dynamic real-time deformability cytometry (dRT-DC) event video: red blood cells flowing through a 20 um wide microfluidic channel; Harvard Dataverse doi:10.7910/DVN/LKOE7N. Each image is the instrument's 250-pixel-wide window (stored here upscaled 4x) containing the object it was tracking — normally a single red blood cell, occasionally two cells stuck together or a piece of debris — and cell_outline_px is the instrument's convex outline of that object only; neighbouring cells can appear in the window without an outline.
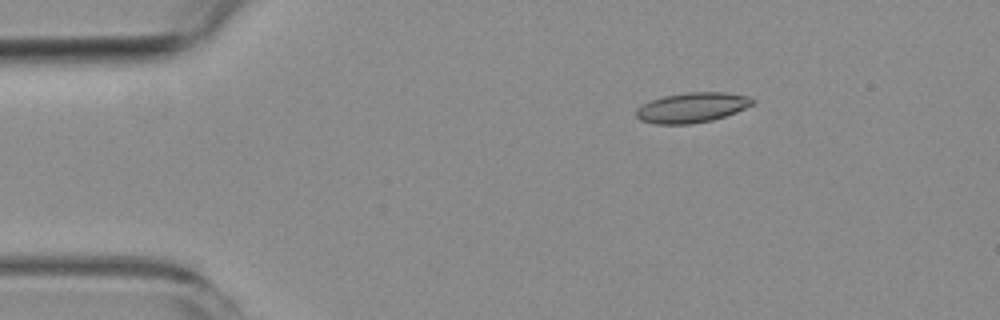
{"species": "common noctule bat (a hibernating species)", "species_latin": "Nyctalus noctula", "temperature_condition": "room temperature", "stored_images_in_passage": 4, "camera_frame_rate_fps": 3000, "um_per_image_px": 0.085, "animal": {"sex": "female", "body_mass_g": 19.3, "forearm_length_mm": 54.1}, "frame": {"image": 1, "passage_image": 1, "time_ms": 0.0, "image_size_px": [1000, 320], "cell_outline_px": [[756, 100], [752, 104], [736, 112], [712, 120], [692, 124], [656, 124], [640, 120], [636, 116], [636, 108], [652, 100], [664, 96], [688, 92], [724, 92], [748, 96]], "centroid_in_image_um": [58.81, 9.14], "position_along_channel_um": 26.2, "area_um2": 20.23}}
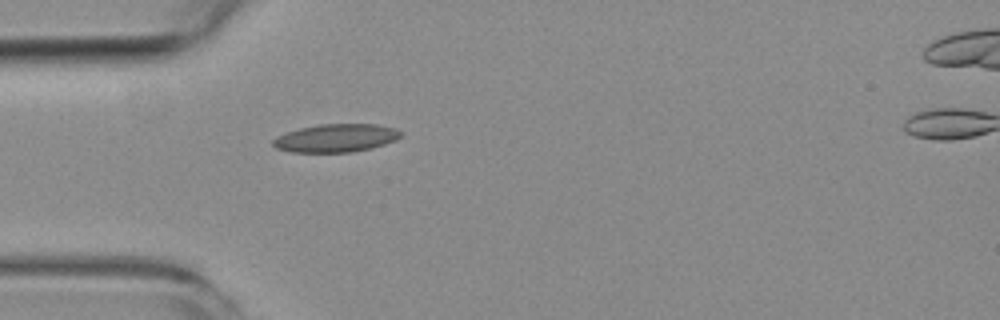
{"frame": {"image": 2, "passage_image": 3, "time_ms": 2.333, "image_size_px": [1000, 320], "cell_outline_px": [[400, 136], [396, 140], [372, 148], [352, 152], [292, 152], [276, 148], [272, 144], [272, 140], [276, 136], [300, 128], [320, 124], [376, 124], [396, 128], [400, 132]], "centroid_in_image_um": [28.55, 11.73], "position_along_channel_um": 56.5, "area_um2": 20.87}}